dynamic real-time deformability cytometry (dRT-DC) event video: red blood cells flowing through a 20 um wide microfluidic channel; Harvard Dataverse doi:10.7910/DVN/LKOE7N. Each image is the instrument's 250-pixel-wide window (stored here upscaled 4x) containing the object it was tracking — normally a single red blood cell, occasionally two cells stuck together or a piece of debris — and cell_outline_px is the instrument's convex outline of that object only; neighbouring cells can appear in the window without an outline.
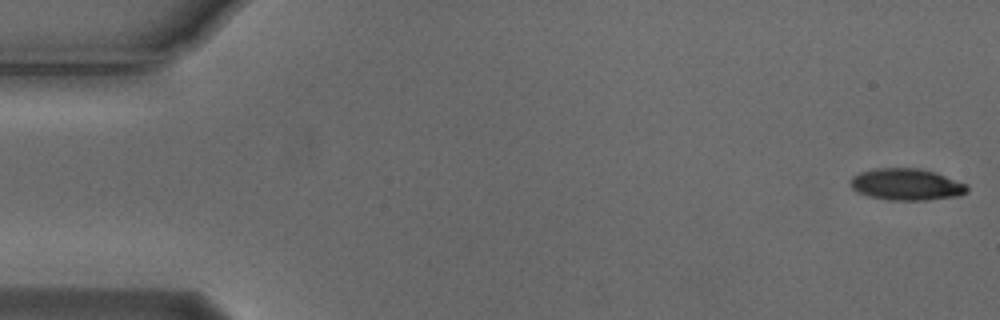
{"species": "Egyptian fruit bat (a non-hibernating species)", "species_latin": "Rousettus aegyptiacus", "temperature_condition": "cold", "stored_images_in_passage": 5, "camera_frame_rate_fps": 3000, "um_per_image_px": 0.085, "animal": {"sex": "male"}, "frame": {"image": 1, "passage_image": 1, "time_ms": 0.0, "image_size_px": [1000, 320], "cell_outline_px": [[968, 192], [960, 196], [924, 200], [888, 200], [868, 196], [856, 192], [852, 188], [848, 180], [852, 176], [860, 172], [876, 168], [920, 168], [936, 172], [968, 184]], "centroid_in_image_um": [77.05, 15.67], "position_along_channel_um": 7.9, "area_um2": 21.91}}
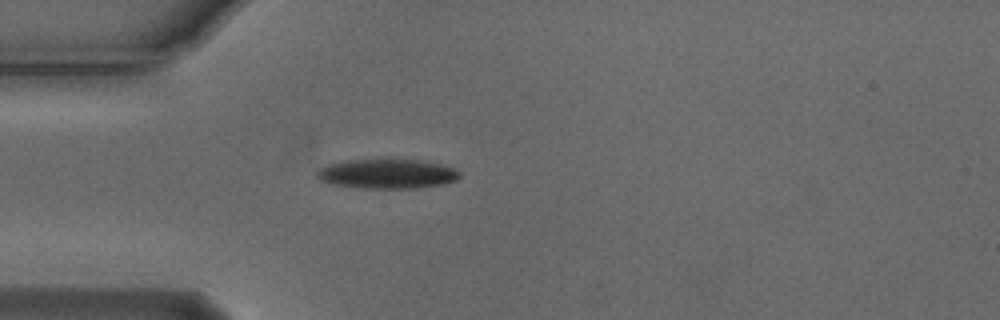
{"frame": {"image": 2, "passage_image": 5, "time_ms": 1.333, "image_size_px": [1000, 320], "cell_outline_px": [[460, 176], [456, 180], [444, 184], [416, 188], [364, 188], [332, 184], [320, 180], [316, 176], [316, 172], [320, 168], [328, 164], [344, 160], [420, 160], [440, 164], [452, 168], [460, 172]], "centroid_in_image_um": [32.89, 14.78], "position_along_channel_um": 52.1, "area_um2": 24.39}}